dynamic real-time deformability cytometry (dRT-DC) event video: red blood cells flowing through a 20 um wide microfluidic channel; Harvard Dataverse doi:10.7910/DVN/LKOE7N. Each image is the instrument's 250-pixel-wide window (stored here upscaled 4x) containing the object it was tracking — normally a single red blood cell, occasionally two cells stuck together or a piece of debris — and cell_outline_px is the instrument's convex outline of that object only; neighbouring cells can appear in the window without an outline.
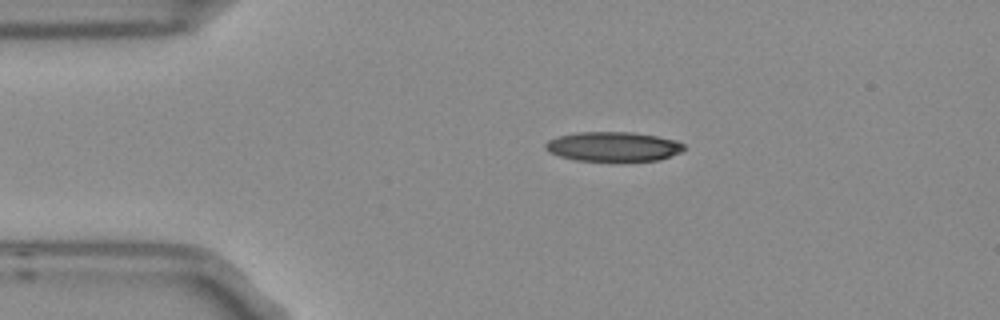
{"species": "Egyptian fruit bat (a non-hibernating species)", "species_latin": "Rousettus aegyptiacus", "temperature_condition": "room temperature", "stored_images_in_passage": 3, "camera_frame_rate_fps": 3000, "um_per_image_px": 0.085, "frame": {"image": 1, "passage_image": 2, "time_ms": 0.333, "image_size_px": [1000, 320], "cell_outline_px": [[688, 148], [680, 152], [660, 160], [620, 164], [616, 164], [576, 160], [560, 156], [548, 152], [544, 148], [544, 144], [548, 140], [560, 136], [576, 132], [632, 132], [656, 136], [676, 140], [684, 144]], "centroid_in_image_um": [52.15, 12.51], "position_along_channel_um": 32.9, "area_um2": 24.97}}